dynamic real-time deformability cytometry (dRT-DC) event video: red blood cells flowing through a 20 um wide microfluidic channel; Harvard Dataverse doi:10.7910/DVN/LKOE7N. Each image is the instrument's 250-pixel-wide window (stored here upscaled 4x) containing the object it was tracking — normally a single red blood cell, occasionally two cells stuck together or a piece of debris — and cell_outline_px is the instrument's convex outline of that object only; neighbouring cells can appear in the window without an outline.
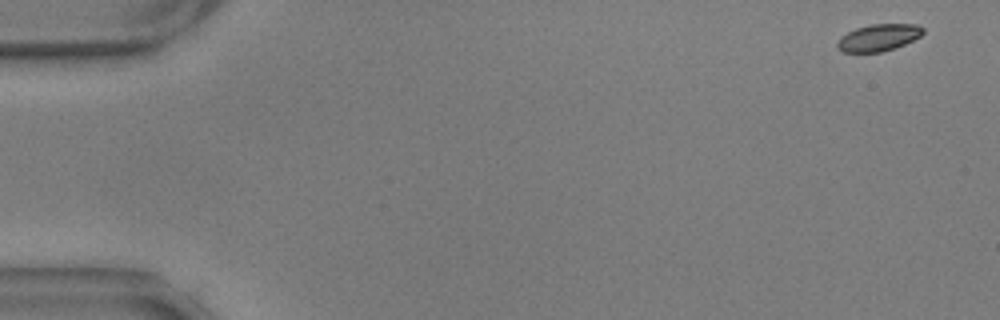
{"species": "common noctule bat (a hibernating species)", "species_latin": "Nyctalus noctula", "temperature_condition": "warm", "stored_images_in_passage": 56, "camera_frame_rate_fps": 3000, "um_per_image_px": 0.085, "animal": {"sex": "male", "body_mass_g": 17.9, "forearm_length_mm": 54.2}, "frame": {"image": 1, "passage_image": 1, "time_ms": 0.0, "image_size_px": [1000, 320], "cell_outline_px": [[924, 32], [920, 36], [904, 44], [880, 52], [840, 52], [836, 48], [836, 44], [840, 36], [856, 28], [872, 24], [916, 24], [924, 28]], "centroid_in_image_um": [74.63, 3.19], "position_along_channel_um": 10.4, "area_um2": 13.41}}
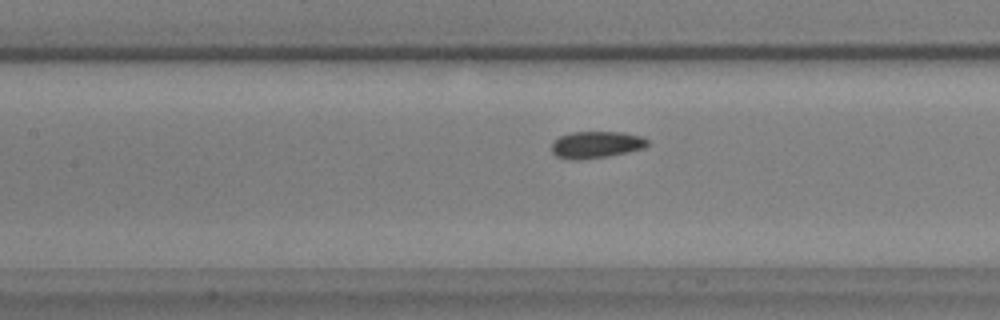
{"frame": {"image": 2, "passage_image": 25, "time_ms": 8.0, "image_size_px": [1000, 320], "cell_outline_px": [[648, 144], [644, 148], [628, 152], [608, 156], [580, 160], [572, 160], [556, 156], [552, 152], [552, 144], [560, 136], [572, 132], [624, 132], [640, 136], [648, 140]], "centroid_in_image_um": [50.68, 12.3], "position_along_channel_um": 156.7, "area_um2": 14.97}}
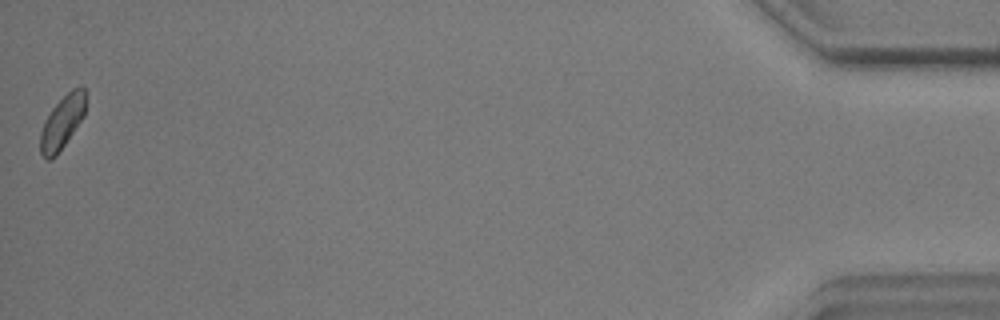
{"frame": {"image": 3, "passage_image": 56, "time_ms": 18.333, "image_size_px": [1000, 320], "cell_outline_px": [[84, 116], [56, 156], [48, 160], [40, 152], [40, 132], [44, 120], [52, 108], [72, 88], [80, 84], [84, 88]], "centroid_in_image_um": [5.26, 10.38], "position_along_channel_um": 429.9, "area_um2": 13.81}, "authors_computed_cell_mechanics": {"area_um2": 14.5656, "velocity_mm_per_s": 3.5274, "shape_relaxation_time_tau1_ms": null, "shape_relaxation_time_tau2_ms": 2.0641, "deformation_change_tau1": null, "deformation_change_tau2": 0.0703}}